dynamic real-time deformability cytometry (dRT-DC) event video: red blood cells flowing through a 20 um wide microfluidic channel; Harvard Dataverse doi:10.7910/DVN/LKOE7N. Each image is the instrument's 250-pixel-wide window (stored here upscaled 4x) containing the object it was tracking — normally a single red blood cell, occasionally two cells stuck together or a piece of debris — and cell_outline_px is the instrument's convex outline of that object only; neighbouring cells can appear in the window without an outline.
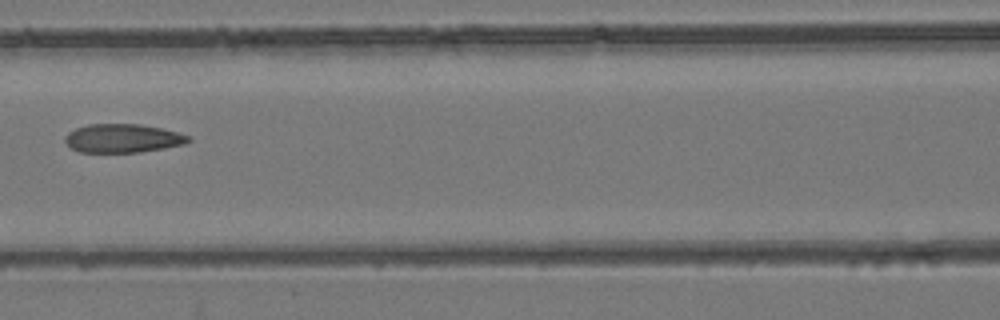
{"species": "common noctule bat (a hibernating species)", "species_latin": "Nyctalus noctula", "temperature_condition": "room temperature", "stored_images_in_passage": 7, "camera_frame_rate_fps": 3000, "um_per_image_px": 0.085, "animal": {"sex": "female", "body_mass_g": 24.6, "forearm_length_mm": 56.2}, "frame": {"image": 1, "passage_image": 7, "time_ms": 2.0, "image_size_px": [1000, 320], "cell_outline_px": [[192, 140], [184, 144], [164, 148], [140, 152], [80, 152], [72, 148], [64, 140], [64, 136], [68, 132], [76, 128], [88, 124], [140, 124], [160, 128], [192, 136]], "centroid_in_image_um": [10.44, 11.75], "position_along_channel_um": 156.2, "area_um2": 20.58}}